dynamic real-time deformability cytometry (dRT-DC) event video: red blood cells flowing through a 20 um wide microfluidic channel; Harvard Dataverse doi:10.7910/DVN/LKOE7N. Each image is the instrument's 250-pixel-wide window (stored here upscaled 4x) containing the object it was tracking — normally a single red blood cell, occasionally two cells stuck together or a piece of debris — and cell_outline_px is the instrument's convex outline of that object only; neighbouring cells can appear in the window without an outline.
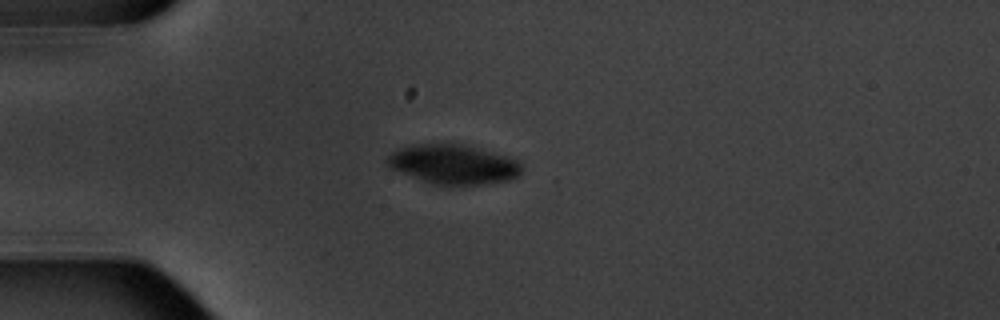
{"species": "common noctule bat (a hibernating species)", "species_latin": "Nyctalus noctula", "temperature_condition": "warm", "stored_images_in_passage": 5, "camera_frame_rate_fps": 3000, "um_per_image_px": 0.085, "animal": {"sex": "male", "body_mass_g": 20.1, "forearm_length_mm": 53.5}, "frame": {"image": 1, "passage_image": 4, "time_ms": 3.333, "image_size_px": [1000, 320], "cell_outline_px": [[520, 172], [516, 176], [508, 180], [480, 184], [432, 184], [388, 168], [384, 160], [392, 152], [400, 148], [412, 144], [464, 144], [504, 156], [516, 160], [520, 164]], "centroid_in_image_um": [38.43, 13.96], "position_along_channel_um": 46.6, "area_um2": 30.46}}